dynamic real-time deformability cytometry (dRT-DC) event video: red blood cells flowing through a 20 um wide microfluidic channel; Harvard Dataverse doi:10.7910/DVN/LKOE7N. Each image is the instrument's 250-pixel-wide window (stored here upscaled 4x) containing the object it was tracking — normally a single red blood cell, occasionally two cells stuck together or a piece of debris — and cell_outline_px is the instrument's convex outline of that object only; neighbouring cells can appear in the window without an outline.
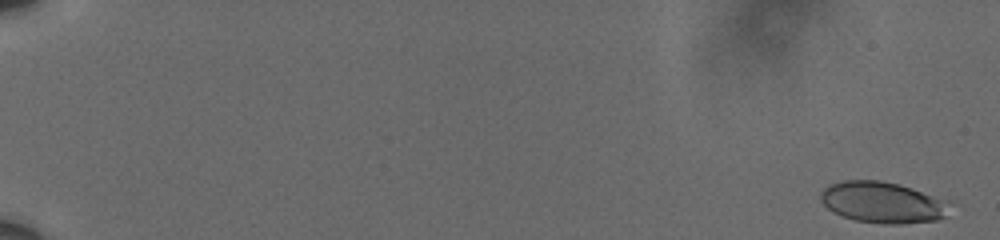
{"species": "human", "species_latin": "Homo sapiens", "temperature_condition": "cold", "stored_images_in_passage": 61, "camera_frame_rate_fps": 3000, "um_per_image_px": 0.085, "donor": {"sex": "male"}, "frame": {"image": 1, "passage_image": 2, "time_ms": 0.333, "image_size_px": [1000, 240], "cell_outline_px": [[948, 216], [936, 220], [904, 224], [884, 224], [856, 220], [844, 216], [828, 208], [820, 200], [820, 192], [828, 184], [844, 180], [880, 180], [900, 184], [932, 196], [940, 200]], "centroid_in_image_um": [74.91, 17.2], "position_along_channel_um": 10.1, "area_um2": 30.29}}
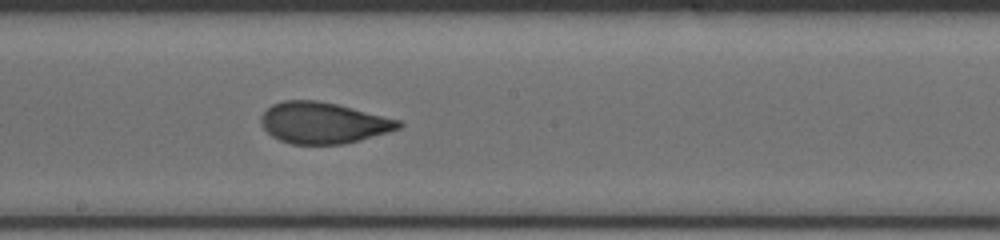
{"frame": {"image": 2, "passage_image": 37, "time_ms": 12.0, "image_size_px": [1000, 240], "cell_outline_px": [[404, 124], [400, 128], [388, 132], [360, 140], [344, 144], [292, 144], [280, 140], [272, 136], [260, 124], [260, 116], [272, 104], [284, 100], [316, 100], [336, 104], [400, 120]], "centroid_in_image_um": [27.46, 10.44], "position_along_channel_um": 220.7, "area_um2": 32.95}}
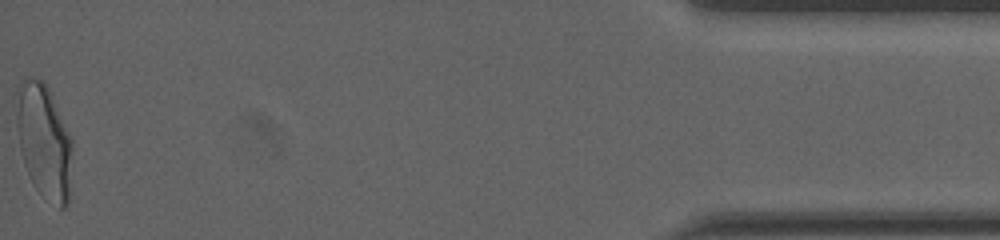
{"frame": {"image": 3, "passage_image": 61, "time_ms": 20.0, "image_size_px": [1000, 240], "cell_outline_px": [[72, 148], [68, 204], [64, 208], [60, 208], [44, 200], [32, 184], [24, 164], [20, 148], [16, 124], [16, 120], [20, 80], [24, 76], [28, 76], [44, 80], [48, 88], [72, 140]], "centroid_in_image_um": [3.74, 12.04], "position_along_channel_um": 431.5, "area_um2": 37.22}, "authors_computed_cell_mechanics": {"area_um2": 32.7148, "velocity_mm_per_s": 3.6181, "shape_relaxation_time_tau1_ms": 7.5272, "shape_relaxation_time_tau2_ms": 0.9238, "deformation_change_tau1": 0.2036, "deformation_change_tau2": 0.0687}}